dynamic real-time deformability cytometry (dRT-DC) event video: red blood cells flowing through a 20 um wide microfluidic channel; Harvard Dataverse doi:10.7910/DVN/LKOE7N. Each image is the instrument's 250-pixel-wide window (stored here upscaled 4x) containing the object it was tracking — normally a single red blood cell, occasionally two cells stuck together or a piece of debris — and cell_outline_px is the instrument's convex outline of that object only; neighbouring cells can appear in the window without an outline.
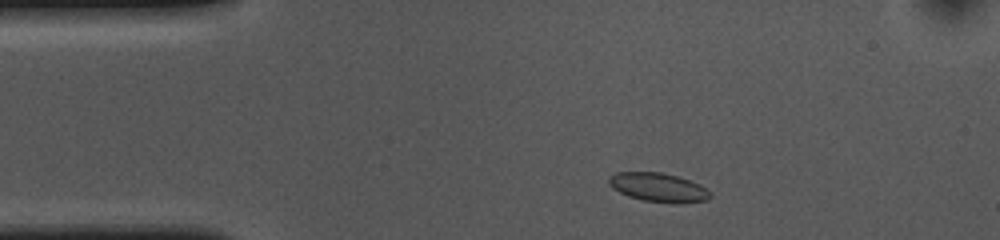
{"species": "common noctule bat (a hibernating species)", "species_latin": "Nyctalus noctula", "temperature_condition": "cold", "stored_images_in_passage": 42, "camera_frame_rate_fps": 3000, "um_per_image_px": 0.085, "animal": {"sex": "female", "body_mass_g": 10.0, "forearm_length_mm": 53.1}, "frame": {"image": 1, "passage_image": 3, "time_ms": 0.667, "image_size_px": [1000, 240], "cell_outline_px": [[712, 196], [708, 200], [680, 204], [644, 200], [628, 196], [612, 188], [608, 184], [608, 176], [616, 172], [660, 172], [676, 176], [700, 184]], "centroid_in_image_um": [55.93, 15.93], "position_along_channel_um": 29.1, "area_um2": 17.05}}
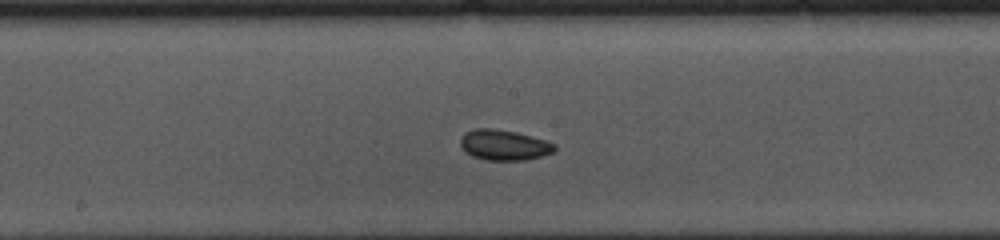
{"frame": {"image": 2, "passage_image": 21, "time_ms": 6.667, "image_size_px": [1000, 240], "cell_outline_px": [[556, 148], [552, 152], [540, 156], [524, 160], [488, 160], [472, 156], [460, 144], [460, 140], [464, 132], [476, 128], [492, 128], [516, 132], [544, 140], [556, 144]], "centroid_in_image_um": [42.83, 12.31], "position_along_channel_um": 205.4, "area_um2": 16.47}}
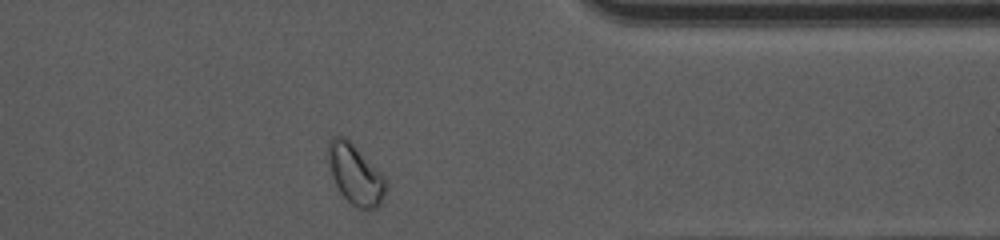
{"frame": {"image": 3, "passage_image": 37, "time_ms": 12.0, "image_size_px": [1000, 240], "cell_outline_px": [[384, 192], [380, 204], [376, 208], [356, 208], [340, 192], [332, 176], [328, 156], [328, 140], [336, 136], [344, 136], [352, 140], [384, 176]], "centroid_in_image_um": [30.18, 14.76], "position_along_channel_um": 381.2, "area_um2": 19.94}, "authors_computed_cell_mechanics": {"area_um2": 16.3863, "velocity_mm_per_s": 3.5929, "shape_relaxation_time_tau1_ms": 1.2997, "shape_relaxation_time_tau2_ms": 3.0898, "deformation_change_tau1": 0.0564, "deformation_change_tau2": 0.0645}}